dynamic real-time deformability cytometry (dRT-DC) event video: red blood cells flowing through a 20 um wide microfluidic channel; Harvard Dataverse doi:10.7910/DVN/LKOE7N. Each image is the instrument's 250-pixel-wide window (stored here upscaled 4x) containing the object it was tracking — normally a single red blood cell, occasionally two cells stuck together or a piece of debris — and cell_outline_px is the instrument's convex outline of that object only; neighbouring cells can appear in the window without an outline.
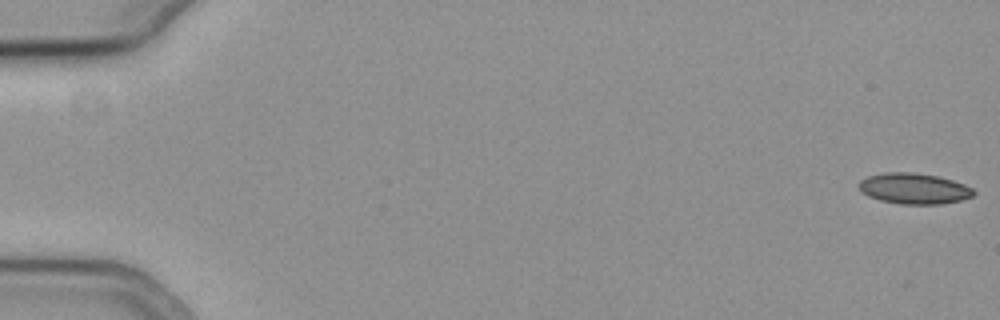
{"species": "common noctule bat (a hibernating species)", "species_latin": "Nyctalus noctula", "temperature_condition": "cold", "stored_images_in_passage": 50, "camera_frame_rate_fps": 3000, "um_per_image_px": 0.085, "animal": {"sex": "female", "body_mass_g": 19.3, "forearm_length_mm": 54.1}, "frame": {"image": 1, "passage_image": 1, "time_ms": 0.0, "image_size_px": [1000, 320], "cell_outline_px": [[976, 192], [972, 196], [960, 200], [940, 204], [900, 204], [880, 200], [868, 196], [860, 192], [856, 184], [860, 180], [868, 176], [884, 172], [912, 172], [936, 176], [952, 180], [964, 184], [972, 188]], "centroid_in_image_um": [77.64, 16.02], "position_along_channel_um": 7.4, "area_um2": 20.69}}
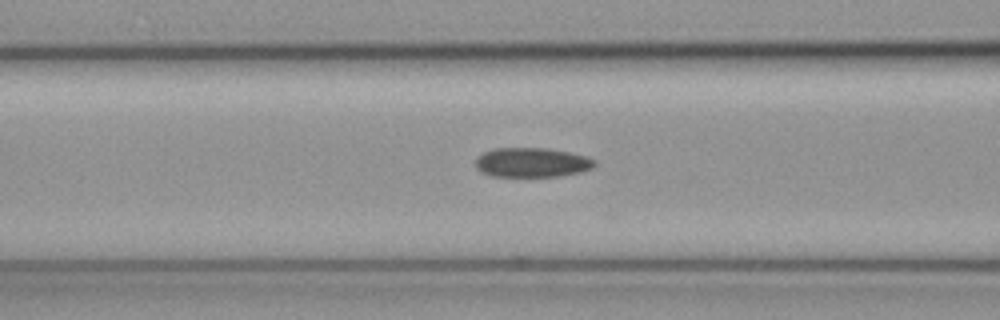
{"frame": {"image": 2, "passage_image": 24, "time_ms": 7.667, "image_size_px": [1000, 320], "cell_outline_px": [[596, 164], [592, 168], [580, 172], [560, 176], [492, 176], [480, 172], [476, 168], [476, 160], [484, 152], [492, 148], [548, 148], [588, 156], [596, 160]], "centroid_in_image_um": [45.23, 13.8], "position_along_channel_um": 121.4, "area_um2": 20.52}}
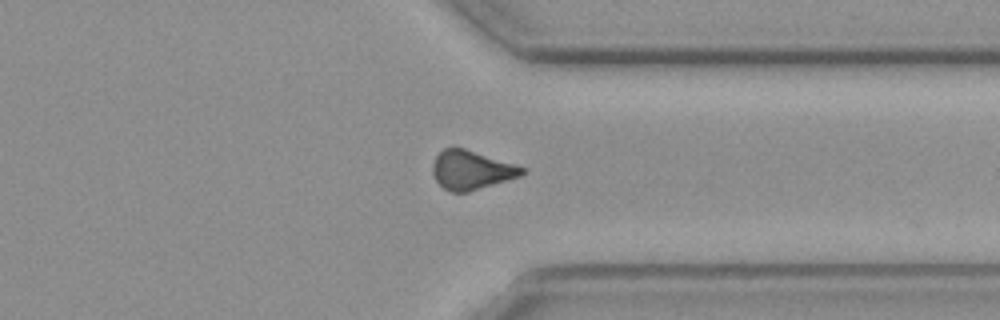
{"frame": {"image": 3, "passage_image": 44, "time_ms": 14.333, "image_size_px": [1000, 320], "cell_outline_px": [[524, 172], [520, 176], [508, 180], [468, 192], [452, 192], [444, 188], [436, 180], [432, 172], [432, 164], [436, 156], [444, 148], [452, 144], [516, 164], [524, 168]], "centroid_in_image_um": [40.04, 14.42], "position_along_channel_um": 371.4, "area_um2": 20.46}, "authors_computed_cell_mechanics": {"area_um2": 20.7791, "velocity_mm_per_s": 3.7706, "shape_relaxation_time_tau1_ms": 8.4114, "shape_relaxation_time_tau2_ms": 5.2491, "deformation_change_tau1": 0.1452, "deformation_change_tau2": 0.1144}}